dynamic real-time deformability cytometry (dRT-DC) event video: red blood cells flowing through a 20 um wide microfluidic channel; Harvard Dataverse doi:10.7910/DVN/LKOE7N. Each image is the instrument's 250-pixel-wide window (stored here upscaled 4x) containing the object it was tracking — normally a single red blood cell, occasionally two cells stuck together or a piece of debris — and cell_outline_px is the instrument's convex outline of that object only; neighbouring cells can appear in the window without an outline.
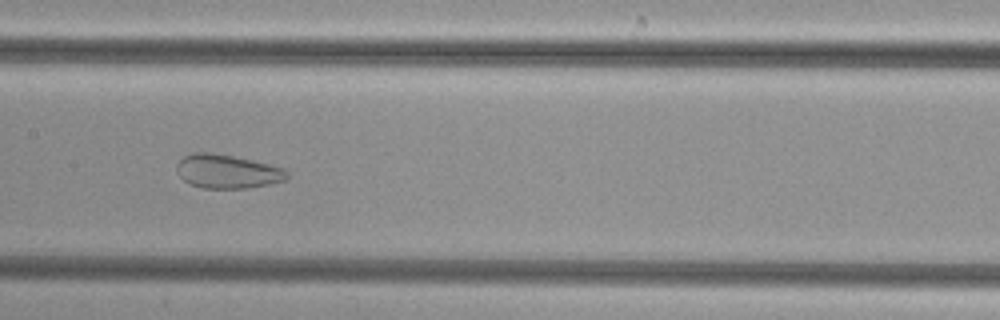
{"species": "common noctule bat (a hibernating species)", "species_latin": "Nyctalus noctula", "temperature_condition": "cold", "stored_images_in_passage": 47, "camera_frame_rate_fps": 3000, "um_per_image_px": 0.085, "animal": {"sex": "female", "body_mass_g": 29.2, "forearm_length_mm": 56.3}, "frame": {"image": 1, "passage_image": 22, "time_ms": 7.0, "image_size_px": [1000, 320], "cell_outline_px": [[288, 176], [284, 180], [268, 184], [248, 188], [204, 188], [192, 184], [184, 180], [176, 172], [176, 164], [184, 156], [192, 152], [212, 152], [252, 160], [284, 168], [288, 172]], "centroid_in_image_um": [19.29, 14.56], "position_along_channel_um": 188.1, "area_um2": 21.62}}
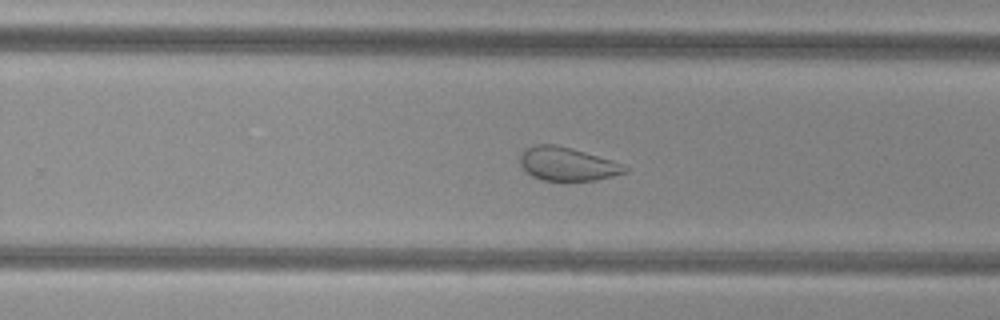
{"frame": {"image": 2, "passage_image": 29, "time_ms": 9.333, "image_size_px": [1000, 320], "cell_outline_px": [[628, 172], [596, 180], [544, 180], [532, 176], [520, 164], [520, 156], [532, 144], [556, 144], [572, 148], [612, 160], [628, 168]], "centroid_in_image_um": [48.22, 13.93], "position_along_channel_um": 281.6, "area_um2": 20.17}}
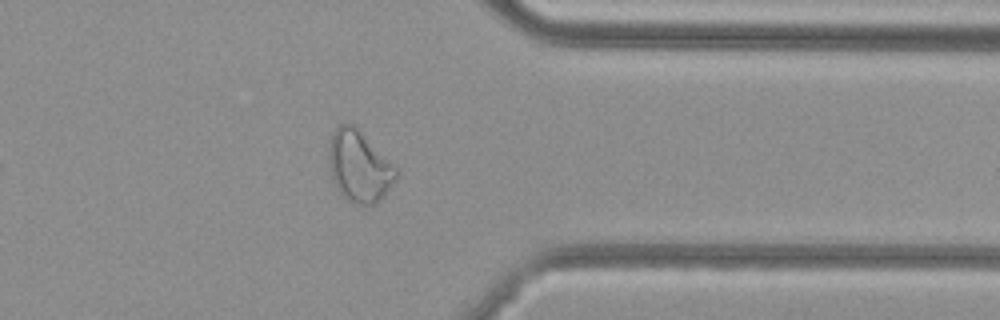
{"frame": {"image": 3, "passage_image": 37, "time_ms": 12.0, "image_size_px": [1000, 320], "cell_outline_px": [[400, 172], [380, 200], [372, 204], [352, 204], [336, 188], [332, 180], [328, 164], [328, 140], [336, 128], [340, 124], [352, 124], [396, 164], [400, 168]], "centroid_in_image_um": [30.53, 14.13], "position_along_channel_um": 380.9, "area_um2": 28.26}}